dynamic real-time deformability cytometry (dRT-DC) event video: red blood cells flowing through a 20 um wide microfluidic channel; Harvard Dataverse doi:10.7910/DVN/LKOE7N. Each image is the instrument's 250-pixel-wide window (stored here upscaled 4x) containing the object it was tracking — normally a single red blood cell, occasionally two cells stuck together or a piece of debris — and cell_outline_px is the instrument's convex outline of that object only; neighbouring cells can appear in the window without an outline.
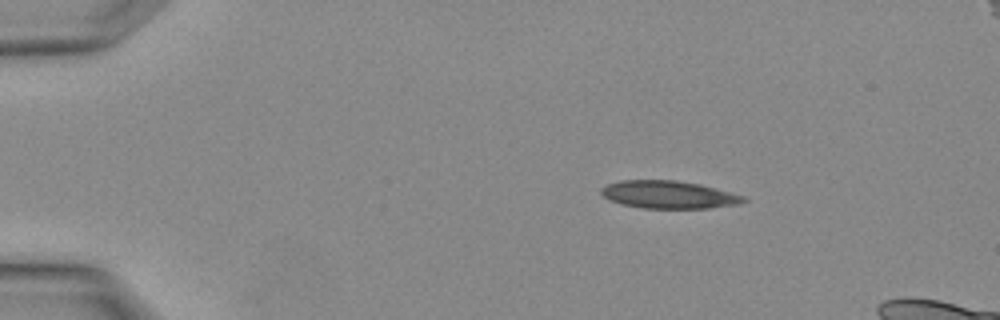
{"species": "Egyptian fruit bat (a non-hibernating species)", "species_latin": "Rousettus aegyptiacus", "temperature_condition": "warm", "stored_images_in_passage": 2, "camera_frame_rate_fps": 3000, "um_per_image_px": 0.085, "animal": {"sex": "female"}, "frame": {"image": 1, "passage_image": 2, "time_ms": 0.333, "image_size_px": [1000, 320], "cell_outline_px": [[748, 200], [740, 204], [708, 208], [640, 208], [620, 204], [608, 200], [600, 192], [600, 188], [608, 184], [620, 180], [676, 180], [700, 184], [716, 188], [744, 196]], "centroid_in_image_um": [56.82, 16.55], "position_along_channel_um": 28.2, "area_um2": 23.12}}